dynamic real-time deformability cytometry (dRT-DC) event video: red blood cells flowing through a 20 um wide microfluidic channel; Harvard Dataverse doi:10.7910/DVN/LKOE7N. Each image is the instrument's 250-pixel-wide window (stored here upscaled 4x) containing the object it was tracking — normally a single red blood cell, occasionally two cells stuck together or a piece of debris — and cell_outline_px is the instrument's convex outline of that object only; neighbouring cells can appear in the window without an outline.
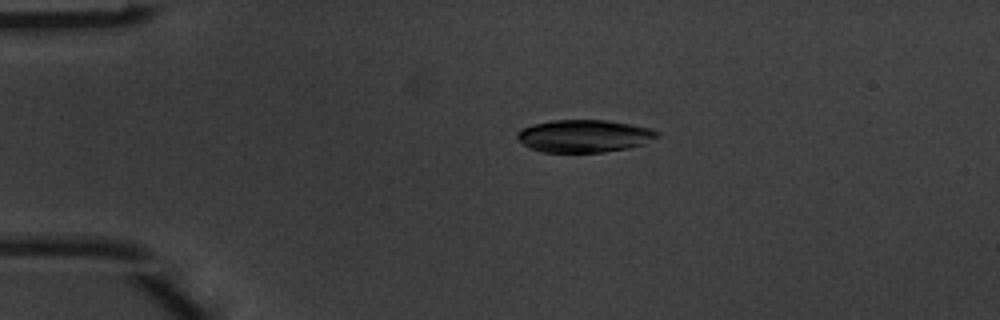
{"species": "common noctule bat (a hibernating species)", "species_latin": "Nyctalus noctula", "temperature_condition": "warm", "stored_images_in_passage": 4, "camera_frame_rate_fps": 3000, "um_per_image_px": 0.085, "animal": {"sex": "male", "body_mass_g": 20.1, "forearm_length_mm": 53.5}, "frame": {"image": 1, "passage_image": 3, "time_ms": 0.667, "image_size_px": [1000, 320], "cell_outline_px": [[660, 136], [644, 144], [628, 148], [604, 152], [544, 152], [528, 148], [516, 136], [516, 132], [520, 128], [532, 124], [552, 120], [608, 120], [652, 128], [660, 132]], "centroid_in_image_um": [49.67, 11.55], "position_along_channel_um": 35.3, "area_um2": 26.82}}